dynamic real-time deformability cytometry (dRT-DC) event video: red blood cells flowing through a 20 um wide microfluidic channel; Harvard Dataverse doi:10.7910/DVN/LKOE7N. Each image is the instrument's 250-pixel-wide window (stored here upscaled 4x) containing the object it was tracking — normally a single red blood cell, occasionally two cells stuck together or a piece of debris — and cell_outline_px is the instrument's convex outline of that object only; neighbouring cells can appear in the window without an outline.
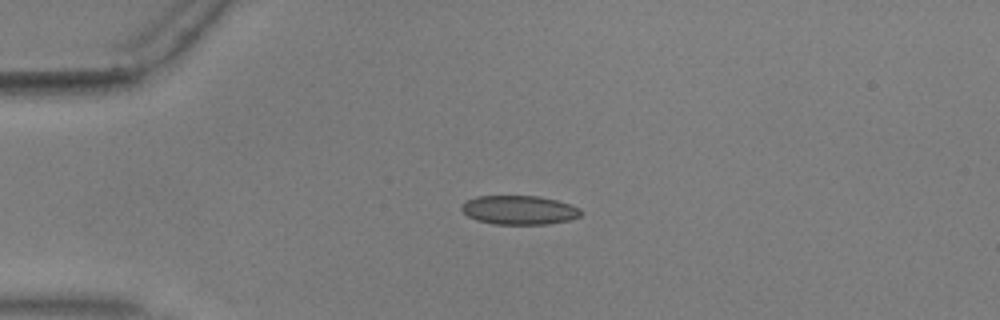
{"species": "common noctule bat (a hibernating species)", "species_latin": "Nyctalus noctula", "temperature_condition": "warm", "stored_images_in_passage": 56, "camera_frame_rate_fps": 3000, "um_per_image_px": 0.085, "animal": {"sex": "male", "body_mass_g": 17.9, "forearm_length_mm": 54.2}, "frame": {"image": 1, "passage_image": 14, "time_ms": 4.333, "image_size_px": [1000, 320], "cell_outline_px": [[580, 216], [568, 220], [548, 224], [496, 224], [476, 220], [468, 216], [460, 208], [468, 200], [476, 196], [540, 196], [556, 200], [580, 208]], "centroid_in_image_um": [44.12, 17.85], "position_along_channel_um": 40.9, "area_um2": 19.94}}
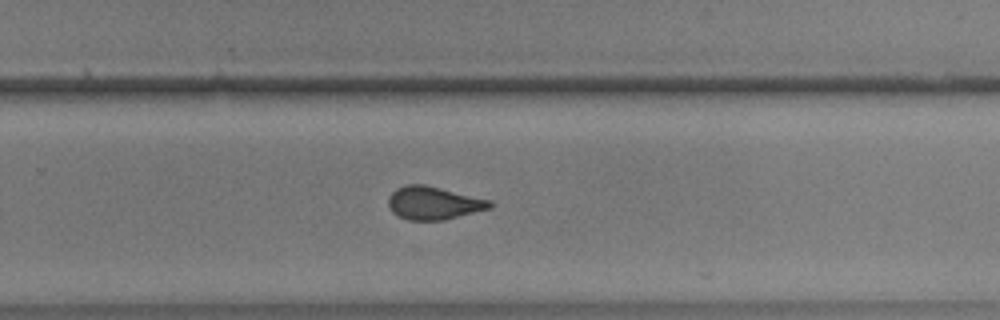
{"frame": {"image": 2, "passage_image": 37, "time_ms": 12.0, "image_size_px": [1000, 320], "cell_outline_px": [[496, 204], [492, 208], [444, 220], [408, 220], [392, 212], [388, 204], [388, 196], [396, 188], [404, 184], [424, 184], [492, 200]], "centroid_in_image_um": [36.89, 17.25], "position_along_channel_um": 292.9, "area_um2": 19.77}}
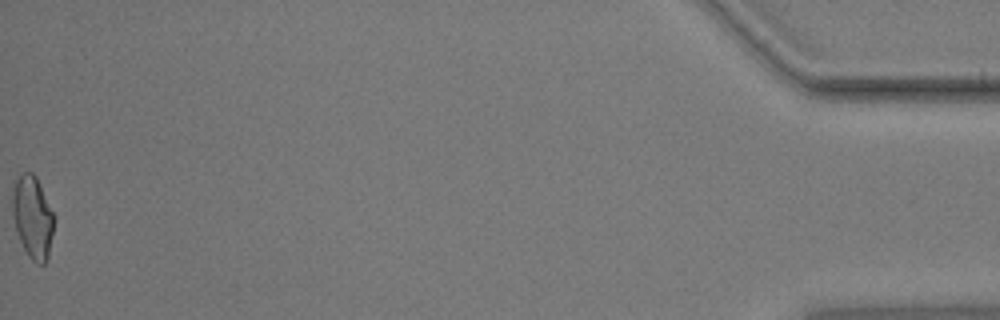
{"frame": {"image": 3, "passage_image": 56, "time_ms": 18.333, "image_size_px": [1000, 320], "cell_outline_px": [[56, 220], [48, 260], [44, 264], [36, 264], [28, 256], [20, 240], [12, 216], [12, 180], [20, 172], [32, 172], [36, 176], [56, 216]], "centroid_in_image_um": [2.79, 18.42], "position_along_channel_um": 432.4, "area_um2": 20.81}, "authors_computed_cell_mechanics": {"area_um2": 19.941, "velocity_mm_per_s": 3.6744, "shape_relaxation_time_tau1_ms": 5.9125, "shape_relaxation_time_tau2_ms": 0.9591, "deformation_change_tau1": 0.1397, "deformation_change_tau2": 0.0474}}